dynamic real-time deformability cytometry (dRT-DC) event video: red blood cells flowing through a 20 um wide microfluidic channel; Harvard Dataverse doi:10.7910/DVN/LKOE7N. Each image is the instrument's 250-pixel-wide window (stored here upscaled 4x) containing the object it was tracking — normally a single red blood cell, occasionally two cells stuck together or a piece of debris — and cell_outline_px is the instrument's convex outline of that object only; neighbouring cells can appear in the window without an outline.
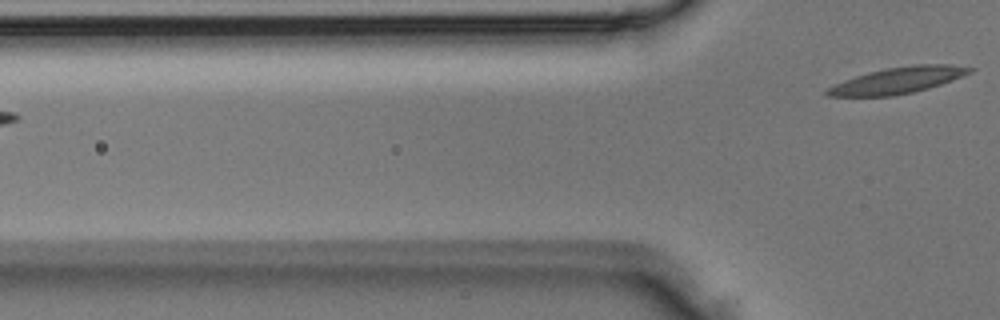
{"species": "Egyptian fruit bat (a non-hibernating species)", "species_latin": "Rousettus aegyptiacus", "temperature_condition": "room temperature", "stored_images_in_passage": 3, "camera_frame_rate_fps": 3000, "um_per_image_px": 0.085, "animal": {"sex": "male"}, "frame": {"image": 1, "passage_image": 3, "time_ms": 0.667, "image_size_px": [1000, 320], "cell_outline_px": [[976, 68], [972, 72], [952, 80], [928, 88], [912, 92], [892, 96], [824, 96], [824, 92], [828, 88], [844, 80], [868, 72], [888, 68], [916, 64], [952, 64]], "centroid_in_image_um": [76.33, 6.82], "position_along_channel_um": 49.5, "area_um2": 21.68}}